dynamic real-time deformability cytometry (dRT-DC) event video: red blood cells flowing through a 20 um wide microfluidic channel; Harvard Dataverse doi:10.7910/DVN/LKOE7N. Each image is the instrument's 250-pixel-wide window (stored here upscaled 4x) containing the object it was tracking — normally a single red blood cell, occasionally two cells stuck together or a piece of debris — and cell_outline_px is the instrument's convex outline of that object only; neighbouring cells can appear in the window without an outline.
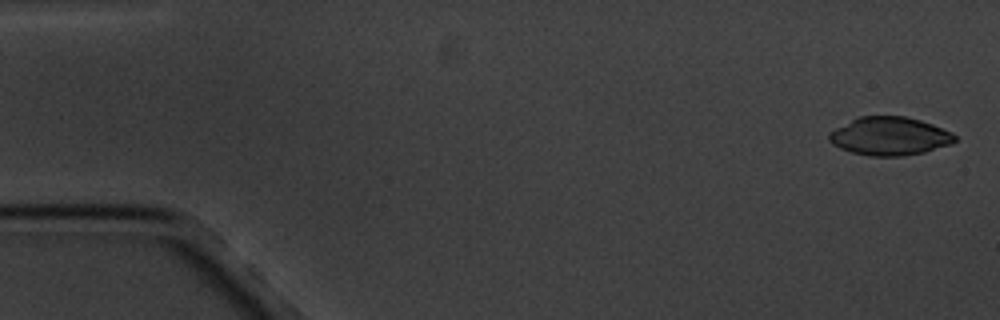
{"species": "common noctule bat (a hibernating species)", "species_latin": "Nyctalus noctula", "temperature_condition": "cold", "stored_images_in_passage": 7, "camera_frame_rate_fps": 3000, "um_per_image_px": 0.085, "animal": {"sex": "male", "body_mass_g": 20.1, "forearm_length_mm": 53.5}, "frame": {"image": 1, "passage_image": 1, "time_ms": 0.0, "image_size_px": [1000, 320], "cell_outline_px": [[956, 140], [952, 144], [924, 152], [900, 156], [868, 156], [852, 152], [840, 148], [832, 144], [828, 140], [828, 132], [860, 116], [904, 116], [920, 120], [932, 124], [952, 132], [956, 136]], "centroid_in_image_um": [75.62, 11.58], "position_along_channel_um": 9.4, "area_um2": 28.03}}
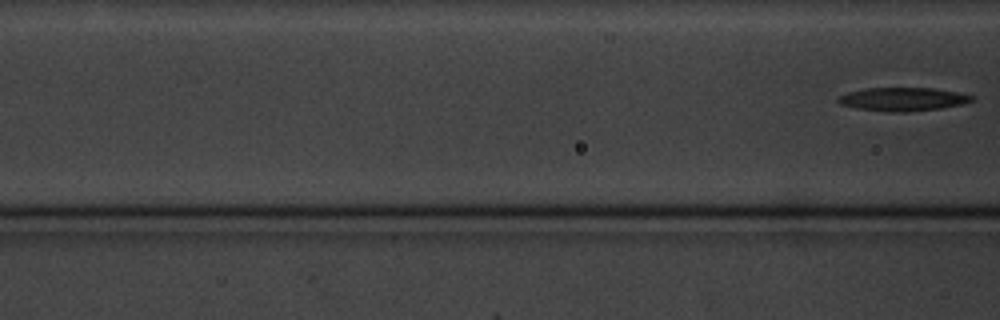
{"frame": {"image": 2, "passage_image": 7, "time_ms": 8.667, "image_size_px": [1000, 320], "cell_outline_px": [[972, 100], [964, 104], [940, 108], [908, 112], [888, 112], [856, 108], [840, 104], [836, 100], [840, 96], [848, 92], [868, 88], [932, 88], [960, 92], [972, 96]], "centroid_in_image_um": [76.74, 8.43], "position_along_channel_um": 89.9, "area_um2": 18.21}}